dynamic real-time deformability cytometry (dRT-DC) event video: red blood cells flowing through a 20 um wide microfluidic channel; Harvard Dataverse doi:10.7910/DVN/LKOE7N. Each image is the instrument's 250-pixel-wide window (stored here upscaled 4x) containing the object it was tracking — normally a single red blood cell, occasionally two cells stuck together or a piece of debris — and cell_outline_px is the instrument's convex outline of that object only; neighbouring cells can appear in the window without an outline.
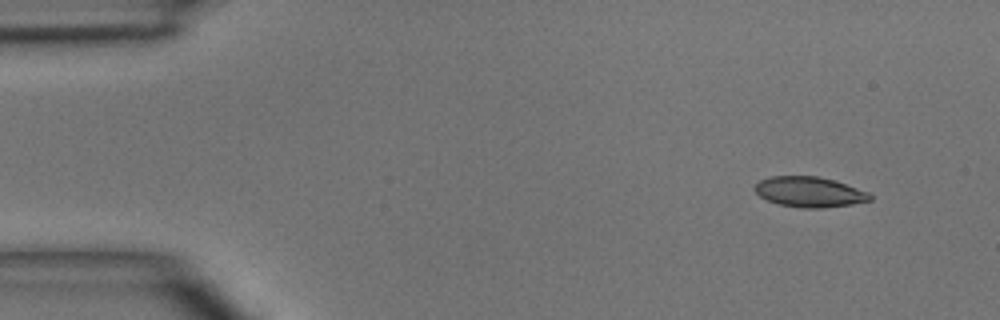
{"species": "common noctule bat (a hibernating species)", "species_latin": "Nyctalus noctula", "temperature_condition": "room temperature", "stored_images_in_passage": 3, "camera_frame_rate_fps": 3000, "um_per_image_px": 0.085, "animal": {"sex": "male", "body_mass_g": 15.6}, "frame": {"image": 1, "passage_image": 1, "time_ms": 0.0, "image_size_px": [1000, 320], "cell_outline_px": [[872, 200], [852, 204], [824, 208], [804, 208], [780, 204], [768, 200], [760, 196], [752, 188], [760, 180], [772, 176], [816, 176], [832, 180], [868, 192], [872, 196]], "centroid_in_image_um": [68.79, 16.32], "position_along_channel_um": 16.2, "area_um2": 20.11}}
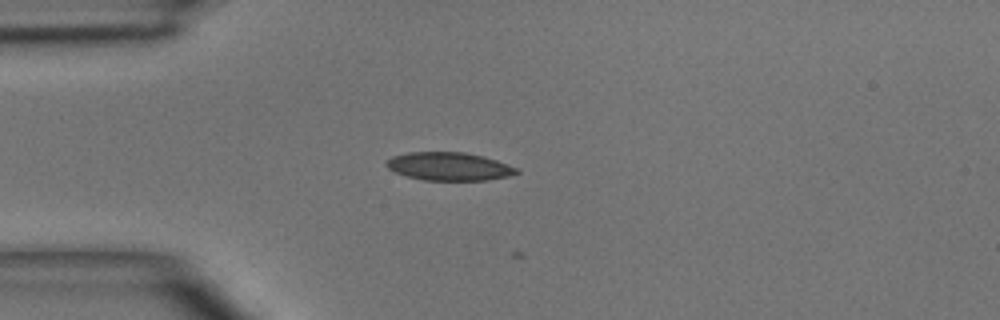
{"frame": {"image": 2, "passage_image": 3, "time_ms": 2.667, "image_size_px": [1000, 320], "cell_outline_px": [[520, 172], [508, 176], [488, 180], [424, 180], [408, 176], [396, 172], [388, 168], [384, 164], [392, 156], [408, 152], [464, 152], [484, 156], [520, 168]], "centroid_in_image_um": [38.2, 14.14], "position_along_channel_um": 46.8, "area_um2": 21.39}}